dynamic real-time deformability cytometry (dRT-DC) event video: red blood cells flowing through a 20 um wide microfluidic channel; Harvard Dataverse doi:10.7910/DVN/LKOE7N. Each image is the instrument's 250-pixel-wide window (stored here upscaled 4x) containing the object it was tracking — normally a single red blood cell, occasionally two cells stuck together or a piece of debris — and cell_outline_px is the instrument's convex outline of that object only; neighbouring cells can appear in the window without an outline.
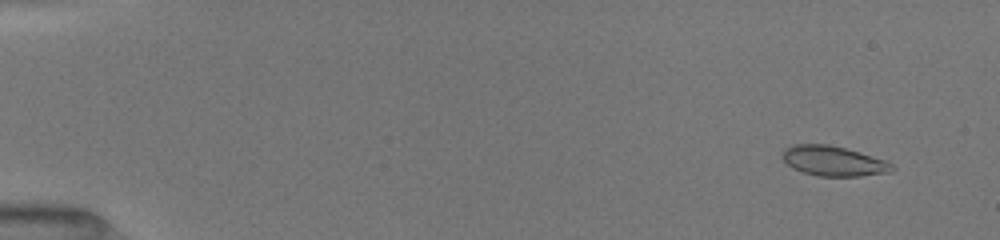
{"species": "common noctule bat (a hibernating species)", "species_latin": "Nyctalus noctula", "temperature_condition": "room temperature", "stored_images_in_passage": 16, "camera_frame_rate_fps": 3000, "um_per_image_px": 0.085, "animal": {"sex": "female", "body_mass_g": 19.5, "forearm_length_mm": 54.1}, "frame": {"image": 1, "passage_image": 3, "time_ms": 0.667, "image_size_px": [1000, 240], "cell_outline_px": [[896, 168], [892, 172], [860, 176], [816, 176], [792, 168], [780, 156], [784, 148], [792, 144], [828, 144], [844, 148], [884, 160], [892, 164]], "centroid_in_image_um": [70.81, 13.69], "position_along_channel_um": 14.2, "area_um2": 19.13}}
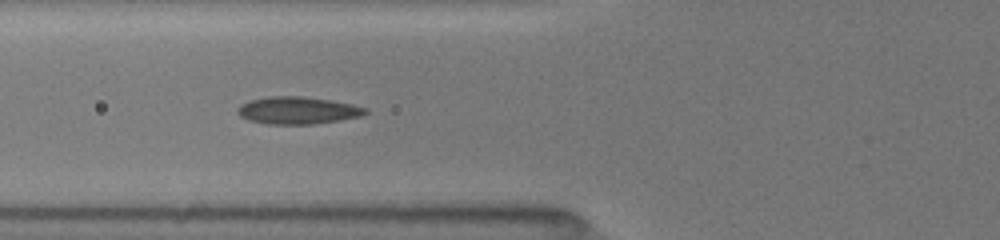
{"frame": {"image": 2, "passage_image": 13, "time_ms": 6.333, "image_size_px": [1000, 240], "cell_outline_px": [[368, 112], [360, 116], [340, 120], [312, 124], [268, 124], [248, 120], [240, 116], [236, 112], [236, 108], [240, 104], [248, 100], [272, 96], [300, 96], [332, 100], [352, 104], [368, 108]], "centroid_in_image_um": [25.27, 9.38], "position_along_channel_um": 100.5, "area_um2": 20.46}}
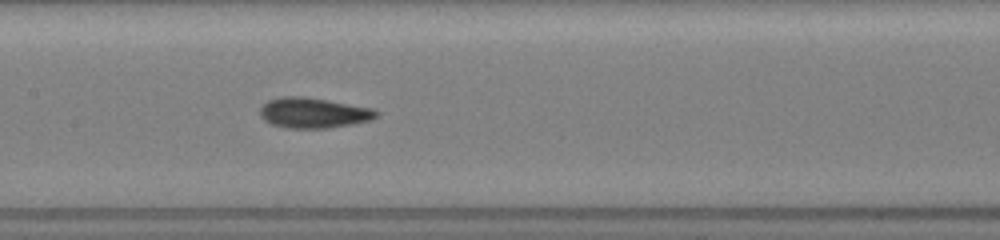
{"frame": {"image": 3, "passage_image": 16, "time_ms": 8.333, "image_size_px": [1000, 240], "cell_outline_px": [[380, 112], [372, 120], [352, 124], [328, 128], [284, 128], [272, 124], [264, 120], [260, 116], [260, 108], [268, 100], [280, 96], [304, 96], [328, 100], [372, 108]], "centroid_in_image_um": [26.63, 9.59], "position_along_channel_um": 180.8, "area_um2": 20.69}}